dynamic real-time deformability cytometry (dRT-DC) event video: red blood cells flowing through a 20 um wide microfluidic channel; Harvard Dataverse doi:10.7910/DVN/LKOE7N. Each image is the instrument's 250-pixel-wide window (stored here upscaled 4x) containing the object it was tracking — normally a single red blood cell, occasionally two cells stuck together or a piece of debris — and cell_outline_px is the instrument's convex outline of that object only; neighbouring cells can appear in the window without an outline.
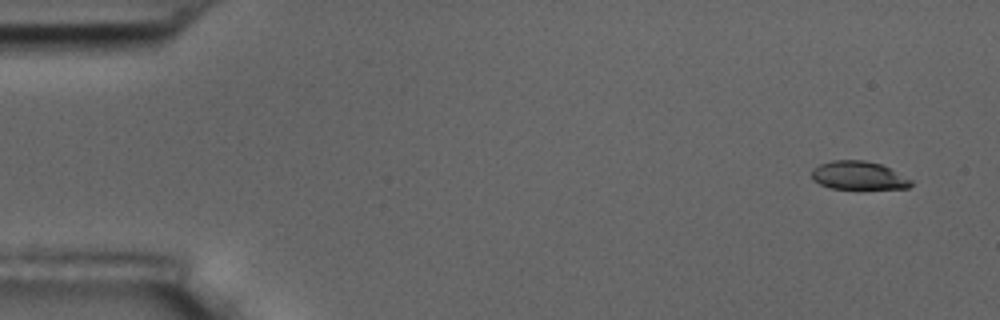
{"species": "common noctule bat (a hibernating species)", "species_latin": "Nyctalus noctula", "temperature_condition": "room temperature", "stored_images_in_passage": 54, "camera_frame_rate_fps": 3000, "um_per_image_px": 0.085, "animal": {"sex": "male", "body_mass_g": 17.5, "forearm_length_mm": 52.3}, "frame": {"image": 1, "passage_image": 1, "time_ms": 0.0, "image_size_px": [1000, 320], "cell_outline_px": [[912, 184], [908, 188], [832, 188], [820, 184], [812, 180], [812, 168], [820, 164], [832, 160], [864, 160], [880, 164], [912, 180]], "centroid_in_image_um": [72.93, 14.91], "position_along_channel_um": 12.1, "area_um2": 16.13}}
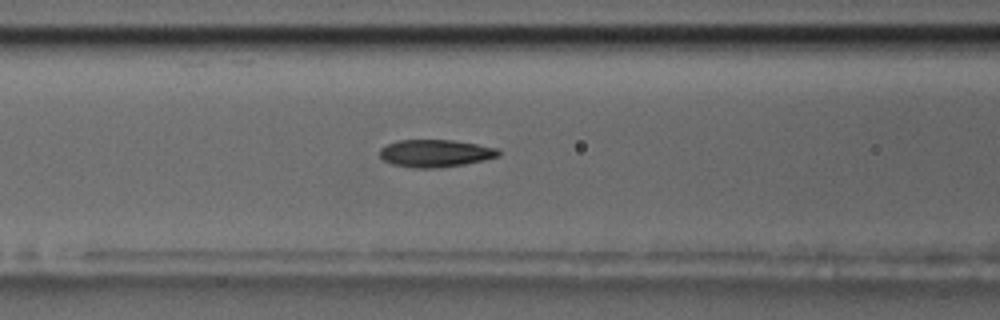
{"frame": {"image": 2, "passage_image": 21, "time_ms": 6.667, "image_size_px": [1000, 320], "cell_outline_px": [[500, 156], [484, 160], [464, 164], [436, 168], [412, 168], [392, 164], [384, 160], [380, 156], [380, 148], [396, 140], [452, 140], [476, 144], [496, 148], [500, 152]], "centroid_in_image_um": [36.99, 13.03], "position_along_channel_um": 129.6, "area_um2": 18.96}}
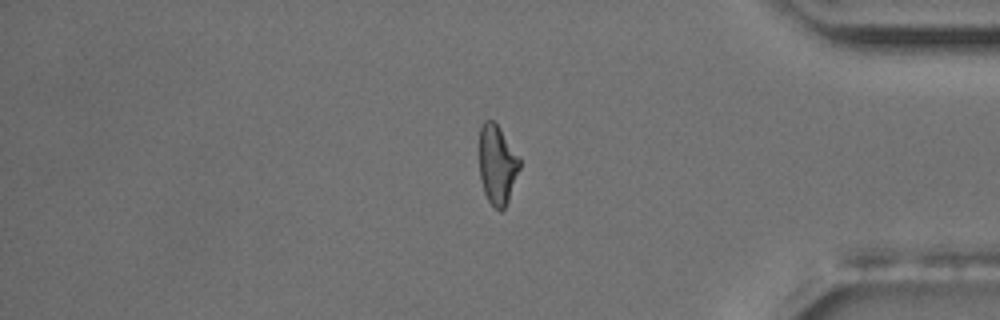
{"frame": {"image": 3, "passage_image": 45, "time_ms": 14.667, "image_size_px": [1000, 320], "cell_outline_px": [[520, 168], [508, 200], [504, 208], [500, 212], [488, 200], [484, 192], [480, 180], [480, 124], [484, 120], [492, 120], [500, 128], [520, 160]], "centroid_in_image_um": [42.25, 13.99], "position_along_channel_um": 393.0, "area_um2": 18.38}, "authors_computed_cell_mechanics": {"area_um2": 18.9873, "velocity_mm_per_s": 3.611, "shape_relaxation_time_tau1_ms": 6.9541, "shape_relaxation_time_tau2_ms": 1.8523, "deformation_change_tau1": 0.1833, "deformation_change_tau2": 0.0792}}